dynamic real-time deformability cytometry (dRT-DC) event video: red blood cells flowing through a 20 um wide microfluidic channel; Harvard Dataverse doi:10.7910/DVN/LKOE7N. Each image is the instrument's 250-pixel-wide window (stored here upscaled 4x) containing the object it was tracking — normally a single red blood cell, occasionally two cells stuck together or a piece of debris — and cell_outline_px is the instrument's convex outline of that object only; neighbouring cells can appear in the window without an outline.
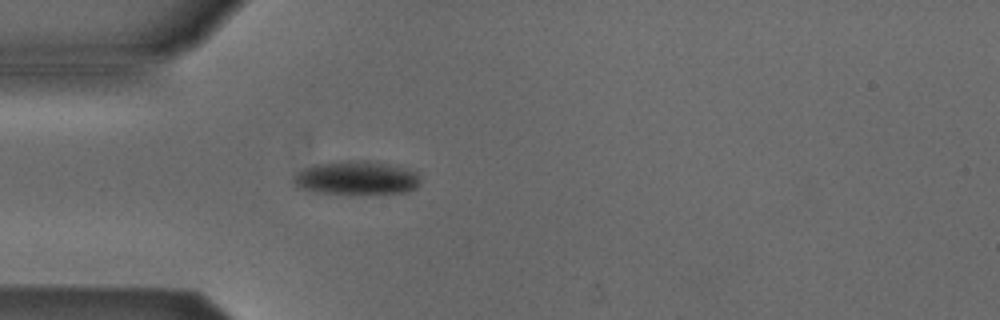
{"species": "Egyptian fruit bat (a non-hibernating species)", "species_latin": "Rousettus aegyptiacus", "temperature_condition": "cold", "stored_images_in_passage": 3, "camera_frame_rate_fps": 3000, "um_per_image_px": 0.085, "animal": {"sex": "male"}, "frame": {"image": 1, "passage_image": 3, "time_ms": 2.333, "image_size_px": [1000, 320], "cell_outline_px": [[420, 184], [416, 188], [408, 192], [360, 196], [348, 196], [316, 192], [296, 188], [292, 180], [292, 176], [296, 172], [304, 168], [316, 164], [344, 160], [368, 160], [408, 168], [416, 172], [420, 176]], "centroid_in_image_um": [30.29, 15.17], "position_along_channel_um": 54.7, "area_um2": 26.24}}